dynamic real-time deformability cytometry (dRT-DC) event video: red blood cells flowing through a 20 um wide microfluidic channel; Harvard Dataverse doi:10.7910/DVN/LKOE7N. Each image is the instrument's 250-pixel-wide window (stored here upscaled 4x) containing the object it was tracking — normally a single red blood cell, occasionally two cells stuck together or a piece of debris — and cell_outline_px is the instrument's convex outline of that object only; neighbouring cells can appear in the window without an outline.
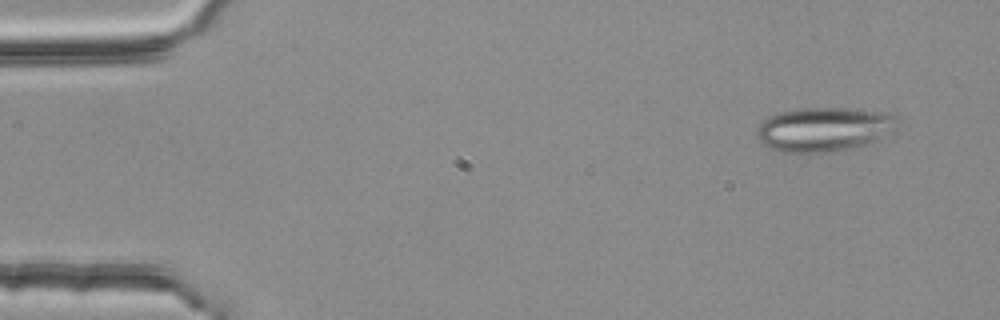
{"species": "common noctule bat (a hibernating species)", "species_latin": "Nyctalus noctula", "temperature_condition": "room temperature", "stored_images_in_passage": 3, "camera_frame_rate_fps": 3000, "um_per_image_px": 0.085, "animal": {"sex": "female", "body_mass_g": 25.1}, "frame": {"image": 1, "passage_image": 1, "time_ms": 0.0, "image_size_px": [1000, 320], "cell_outline_px": [[900, 120], [872, 140], [864, 144], [848, 148], [824, 152], [780, 152], [764, 144], [756, 136], [756, 132], [760, 124], [764, 120], [780, 112], [796, 108], [848, 108], [896, 112]], "centroid_in_image_um": [69.99, 10.95], "position_along_channel_um": 15.0, "area_um2": 35.49}}